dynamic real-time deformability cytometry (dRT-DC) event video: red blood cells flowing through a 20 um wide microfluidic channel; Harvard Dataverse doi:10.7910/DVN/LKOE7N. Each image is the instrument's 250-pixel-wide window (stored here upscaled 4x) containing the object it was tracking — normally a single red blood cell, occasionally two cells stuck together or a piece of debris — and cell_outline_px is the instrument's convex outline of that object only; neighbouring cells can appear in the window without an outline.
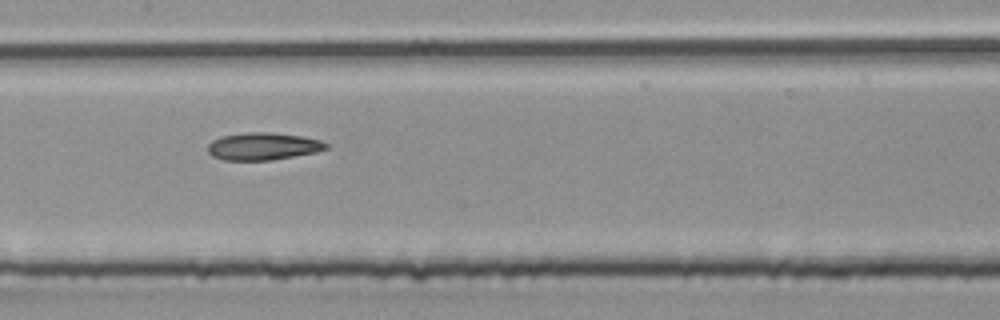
{"species": "common noctule bat (a hibernating species)", "species_latin": "Nyctalus noctula", "temperature_condition": "room temperature", "stored_images_in_passage": 6, "camera_frame_rate_fps": 3000, "um_per_image_px": 0.085, "animal": {"sex": "male", "body_mass_g": 20.4}, "frame": {"image": 1, "passage_image": 6, "time_ms": 1.667, "image_size_px": [1000, 320], "cell_outline_px": [[328, 148], [316, 152], [272, 160], [224, 160], [212, 156], [208, 152], [208, 144], [212, 140], [220, 136], [248, 132], [272, 132], [300, 136], [320, 140], [328, 144]], "centroid_in_image_um": [22.34, 12.43], "position_along_channel_um": 185.1, "area_um2": 18.9}}